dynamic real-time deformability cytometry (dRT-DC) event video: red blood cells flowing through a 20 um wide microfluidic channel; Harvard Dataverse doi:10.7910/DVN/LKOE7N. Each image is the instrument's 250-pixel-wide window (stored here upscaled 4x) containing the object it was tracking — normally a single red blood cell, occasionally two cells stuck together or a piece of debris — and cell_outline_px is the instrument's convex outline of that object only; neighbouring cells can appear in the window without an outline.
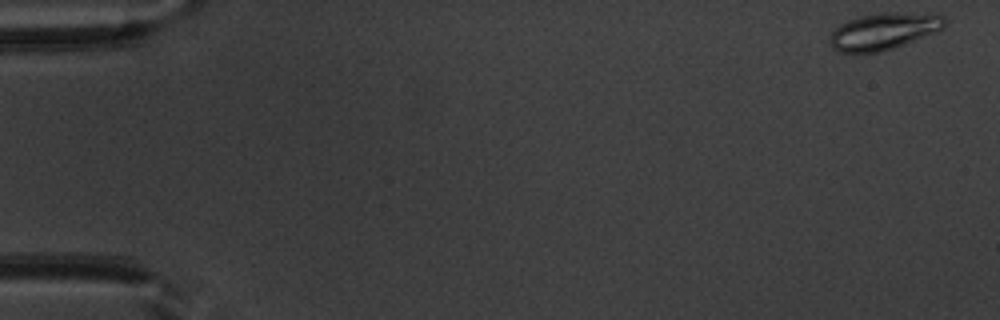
{"species": "common noctule bat (a hibernating species)", "species_latin": "Nyctalus noctula", "temperature_condition": "warm", "stored_images_in_passage": 51, "camera_frame_rate_fps": 3000, "um_per_image_px": 0.085, "animal": {"sex": "male", "body_mass_g": 20.1, "forearm_length_mm": 53.5}, "frame": {"image": 1, "passage_image": 1, "time_ms": 0.0, "image_size_px": [1000, 320], "cell_outline_px": [[944, 28], [936, 32], [896, 48], [880, 52], [840, 52], [832, 48], [832, 32], [840, 24], [848, 20], [860, 16], [880, 12], [936, 12], [944, 16]], "centroid_in_image_um": [75.2, 2.63], "position_along_channel_um": 9.8, "area_um2": 24.85}}
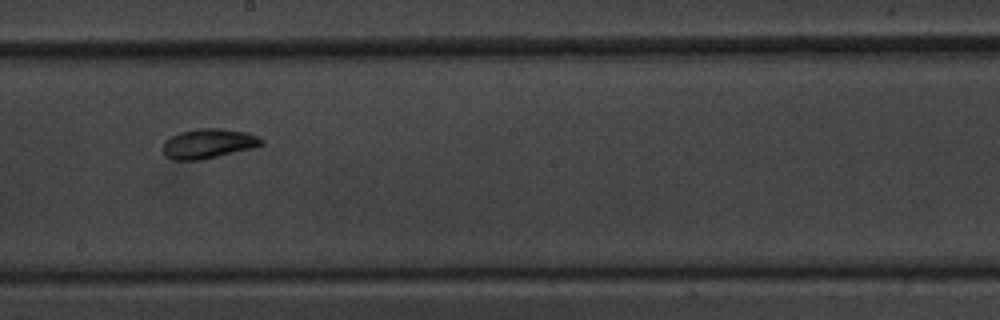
{"frame": {"image": 2, "passage_image": 29, "time_ms": 9.333, "image_size_px": [1000, 320], "cell_outline_px": [[264, 144], [252, 148], [200, 160], [176, 160], [164, 156], [164, 140], [180, 132], [200, 128], [220, 128], [248, 132], [264, 140]], "centroid_in_image_um": [17.72, 12.2], "position_along_channel_um": 230.5, "area_um2": 16.94}}
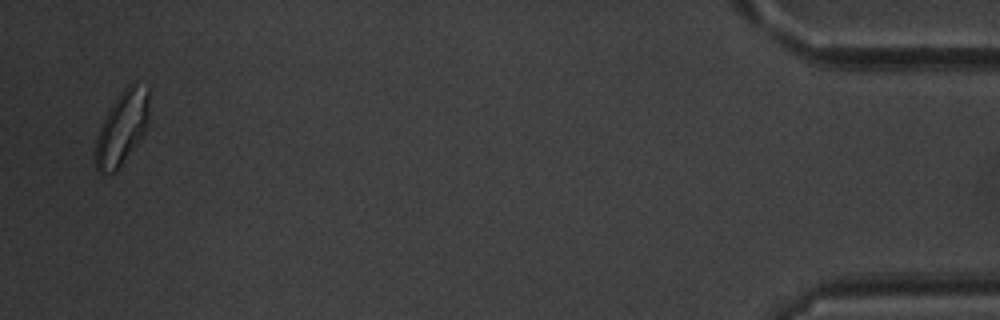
{"frame": {"image": 3, "passage_image": 50, "time_ms": 16.333, "image_size_px": [1000, 320], "cell_outline_px": [[148, 124], [144, 132], [120, 168], [116, 172], [100, 172], [96, 168], [96, 136], [112, 104], [124, 88], [132, 80], [136, 80], [148, 88]], "centroid_in_image_um": [10.4, 10.83], "position_along_channel_um": 424.8, "area_um2": 22.77}, "authors_computed_cell_mechanics": {"area_um2": 17.8024, "velocity_mm_per_s": 3.9275, "shape_relaxation_time_tau1_ms": 5.6785, "shape_relaxation_time_tau2_ms": 2.1127, "deformation_change_tau1": 0.1392, "deformation_change_tau2": 0.0699}}